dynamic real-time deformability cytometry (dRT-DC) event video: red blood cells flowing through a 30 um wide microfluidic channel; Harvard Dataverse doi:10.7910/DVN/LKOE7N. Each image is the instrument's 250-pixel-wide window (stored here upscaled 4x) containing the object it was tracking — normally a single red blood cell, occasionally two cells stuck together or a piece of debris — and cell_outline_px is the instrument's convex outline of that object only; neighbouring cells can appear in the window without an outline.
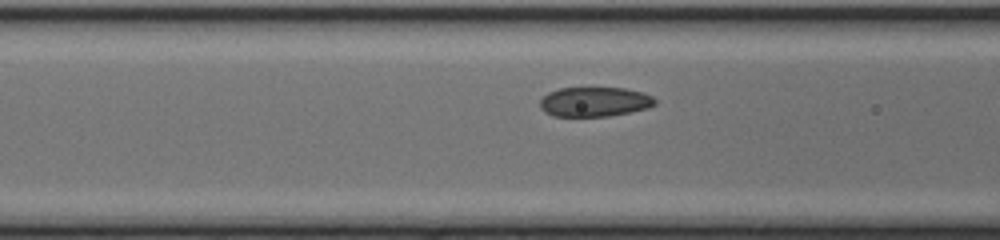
{"species": "common noctule bat (a hibernating species)", "species_latin": "Nyctalus noctula", "temperature_condition": "cold", "stored_images_in_passage": 9, "camera_frame_rate_fps": 3000, "um_per_image_px": 0.085, "animal": {"sex": "female", "body_mass_g": 17.0, "forearm_length_mm": 48.0}, "frame": {"image": 1, "passage_image": 7, "time_ms": 2.0, "image_size_px": [1000, 240], "cell_outline_px": [[656, 104], [648, 108], [608, 116], [552, 116], [544, 112], [540, 108], [540, 100], [548, 92], [560, 88], [624, 88], [644, 92], [652, 96], [656, 100]], "centroid_in_image_um": [50.53, 8.65], "position_along_channel_um": 116.1, "area_um2": 19.88}}